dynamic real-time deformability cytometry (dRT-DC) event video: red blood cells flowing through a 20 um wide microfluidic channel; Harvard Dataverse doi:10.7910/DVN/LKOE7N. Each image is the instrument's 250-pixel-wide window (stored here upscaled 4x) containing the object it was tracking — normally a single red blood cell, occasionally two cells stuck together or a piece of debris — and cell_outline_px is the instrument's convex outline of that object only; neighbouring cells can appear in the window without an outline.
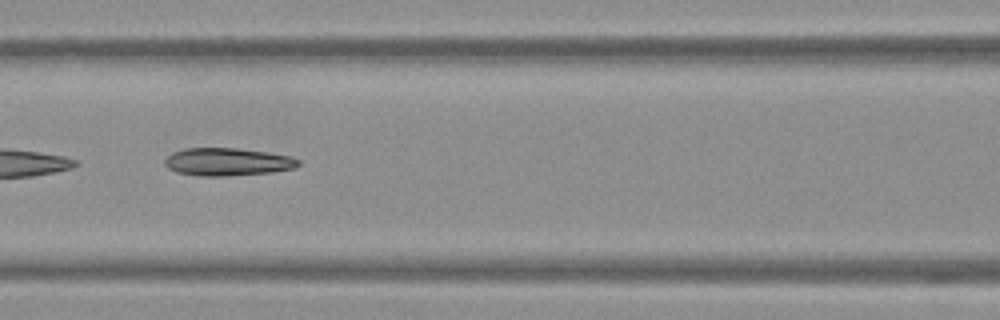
{"species": "Egyptian fruit bat (a non-hibernating species)", "species_latin": "Rousettus aegyptiacus", "temperature_condition": "warm", "stored_images_in_passage": 24, "camera_frame_rate_fps": 3000, "um_per_image_px": 0.085, "frame": {"image": 1, "passage_image": 8, "time_ms": 2.333, "image_size_px": [1000, 320], "cell_outline_px": [[300, 164], [296, 168], [272, 172], [224, 176], [200, 176], [176, 172], [168, 168], [164, 164], [164, 160], [172, 152], [184, 148], [236, 148], [292, 156], [300, 160]], "centroid_in_image_um": [19.33, 13.76], "position_along_channel_um": 147.3, "area_um2": 21.68}}
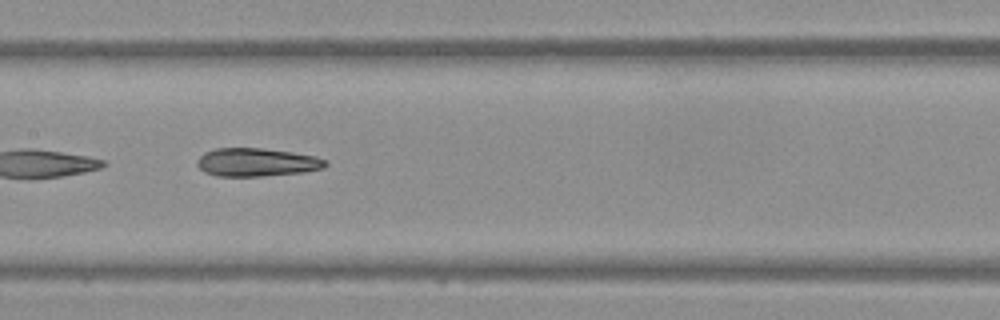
{"frame": {"image": 2, "passage_image": 11, "time_ms": 3.333, "image_size_px": [1000, 320], "cell_outline_px": [[328, 164], [324, 168], [304, 172], [260, 176], [216, 176], [204, 172], [196, 164], [196, 160], [204, 152], [212, 148], [260, 148], [292, 152], [316, 156], [328, 160]], "centroid_in_image_um": [21.81, 13.79], "position_along_channel_um": 185.6, "area_um2": 21.33}}
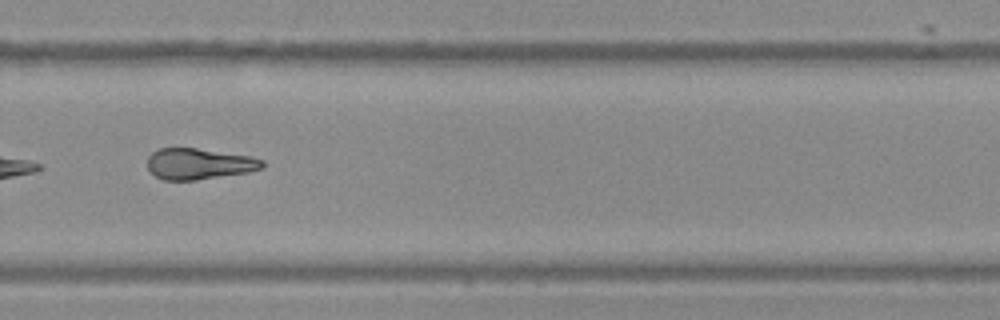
{"frame": {"image": 3, "passage_image": 21, "time_ms": 6.667, "image_size_px": [1000, 320], "cell_outline_px": [[264, 168], [248, 172], [196, 180], [164, 180], [156, 176], [148, 168], [148, 156], [152, 152], [160, 148], [196, 148], [252, 156], [264, 160]], "centroid_in_image_um": [16.94, 13.92], "position_along_channel_um": 312.9, "area_um2": 20.81}}